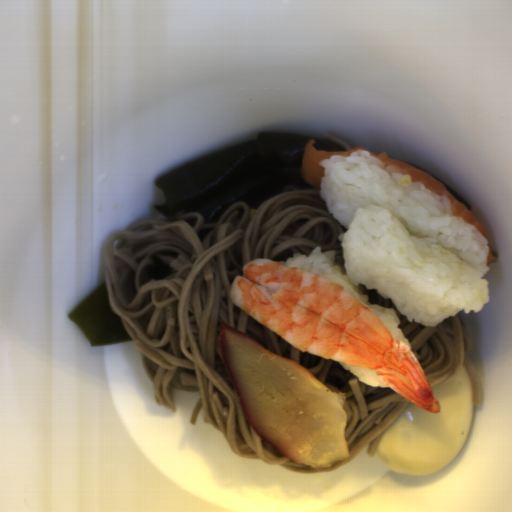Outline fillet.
<instances>
[{
    "label": "fillet",
    "mask_w": 512,
    "mask_h": 512,
    "mask_svg": "<svg viewBox=\"0 0 512 512\" xmlns=\"http://www.w3.org/2000/svg\"><path fill=\"white\" fill-rule=\"evenodd\" d=\"M218 346L246 418L264 441L311 467L350 458L345 394L228 323L220 325Z\"/></svg>",
    "instance_id": "1"
},
{
    "label": "fillet",
    "mask_w": 512,
    "mask_h": 512,
    "mask_svg": "<svg viewBox=\"0 0 512 512\" xmlns=\"http://www.w3.org/2000/svg\"><path fill=\"white\" fill-rule=\"evenodd\" d=\"M315 140L308 142L303 150L301 173L303 179L310 186L320 192L322 178L325 169L321 166L322 160L329 159L332 156H349L354 151L366 150L370 155L376 157L383 162L385 167H397L399 172L403 175H410L411 181L424 183L425 187L429 190L435 191L439 196H445L451 207L452 215L454 217H461L465 223L472 224L480 230L484 237L487 238V232L482 226L479 219L471 212V210L464 204L457 201L452 194L445 188V186L437 180L434 176L401 161L388 157L387 153L381 152L380 154H373L363 146H356L353 149L345 152H325L316 150L313 144Z\"/></svg>",
    "instance_id": "2"
},
{
    "label": "fillet",
    "mask_w": 512,
    "mask_h": 512,
    "mask_svg": "<svg viewBox=\"0 0 512 512\" xmlns=\"http://www.w3.org/2000/svg\"><path fill=\"white\" fill-rule=\"evenodd\" d=\"M496 260V256L493 254L492 249L489 248L486 265H490Z\"/></svg>",
    "instance_id": "3"
}]
</instances>
